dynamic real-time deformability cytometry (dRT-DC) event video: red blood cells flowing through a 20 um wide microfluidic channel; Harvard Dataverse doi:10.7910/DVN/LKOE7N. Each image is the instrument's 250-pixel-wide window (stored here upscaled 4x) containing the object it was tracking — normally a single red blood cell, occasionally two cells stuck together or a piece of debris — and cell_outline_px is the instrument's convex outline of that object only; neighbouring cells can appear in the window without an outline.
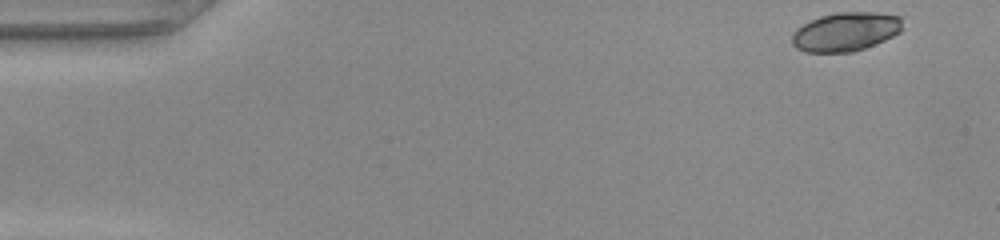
{"species": "common noctule bat (a hibernating species)", "species_latin": "Nyctalus noctula", "temperature_condition": "warm", "stored_images_in_passage": 47, "camera_frame_rate_fps": 3000, "um_per_image_px": 0.085, "animal": {"sex": "female", "body_mass_g": 22.0, "forearm_length_mm": 56.7}, "frame": {"image": 1, "passage_image": 1, "time_ms": 0.0, "image_size_px": [1000, 240], "cell_outline_px": [[904, 28], [900, 32], [884, 40], [864, 48], [852, 52], [804, 52], [796, 48], [792, 44], [792, 36], [796, 28], [820, 16], [836, 12], [872, 12], [900, 16]], "centroid_in_image_um": [71.88, 2.7], "position_along_channel_um": 13.1, "area_um2": 25.03}}
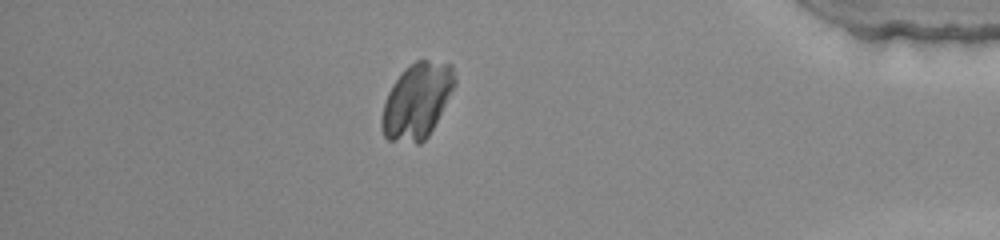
{"frame": {"image": 2, "passage_image": 41, "time_ms": 13.333, "image_size_px": [1000, 240], "cell_outline_px": [[456, 84], [428, 136], [420, 144], [416, 144], [388, 140], [384, 136], [380, 124], [380, 120], [384, 104], [388, 92], [392, 84], [404, 68], [416, 60], [428, 60], [452, 64], [456, 76]], "centroid_in_image_um": [35.43, 8.57], "position_along_channel_um": 399.8, "area_um2": 32.25}}